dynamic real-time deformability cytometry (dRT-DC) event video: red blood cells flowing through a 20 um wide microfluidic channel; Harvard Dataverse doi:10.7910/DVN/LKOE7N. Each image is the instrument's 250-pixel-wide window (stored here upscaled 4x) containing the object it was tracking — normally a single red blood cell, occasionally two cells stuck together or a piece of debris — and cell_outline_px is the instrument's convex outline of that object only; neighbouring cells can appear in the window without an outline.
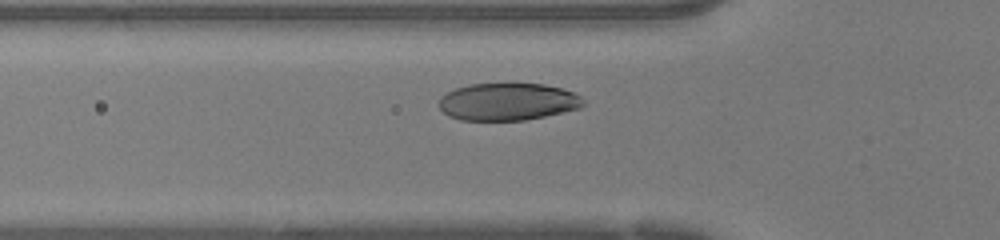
{"species": "human", "species_latin": "Homo sapiens", "temperature_condition": "warm", "stored_images_in_passage": 31, "camera_frame_rate_fps": 3000, "um_per_image_px": 0.085, "donor": {"sex": "female"}, "frame": {"image": 1, "passage_image": 7, "time_ms": 2.0, "image_size_px": [1000, 240], "cell_outline_px": [[584, 104], [580, 108], [544, 116], [524, 120], [460, 120], [448, 116], [440, 108], [440, 96], [456, 88], [472, 84], [544, 84], [560, 88], [572, 92], [580, 96], [584, 100]], "centroid_in_image_um": [43.15, 8.65], "position_along_channel_um": 82.6, "area_um2": 31.15}}
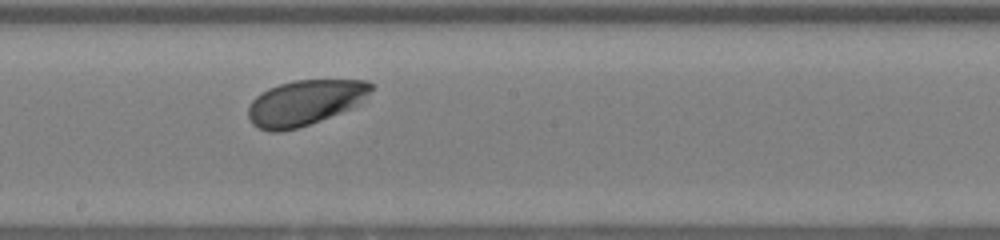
{"frame": {"image": 2, "passage_image": 17, "time_ms": 5.333, "image_size_px": [1000, 240], "cell_outline_px": [[372, 92], [356, 104], [340, 112], [320, 120], [296, 128], [280, 132], [268, 132], [252, 124], [248, 116], [248, 108], [252, 100], [260, 92], [268, 88], [280, 84], [296, 80], [368, 80], [372, 84]], "centroid_in_image_um": [25.88, 8.72], "position_along_channel_um": 222.3, "area_um2": 32.14}}
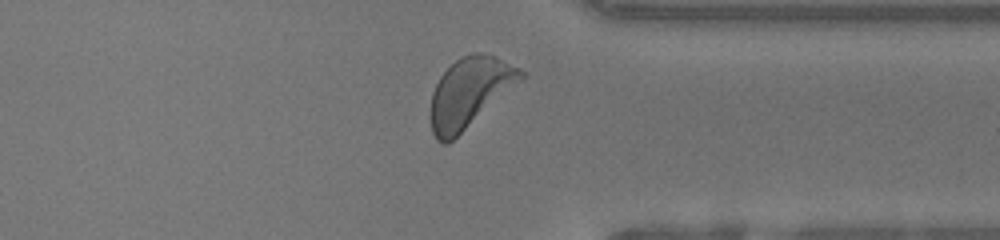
{"frame": {"image": 3, "passage_image": 28, "time_ms": 9.0, "image_size_px": [1000, 240], "cell_outline_px": [[524, 76], [520, 80], [448, 144], [444, 144], [436, 140], [432, 132], [428, 116], [432, 92], [440, 76], [456, 60], [472, 52], [476, 52], [496, 56], [524, 72]], "centroid_in_image_um": [39.82, 7.88], "position_along_channel_um": 371.6, "area_um2": 35.95}, "authors_computed_cell_mechanics": {"area_um2": 33.0038, "velocity_mm_per_s": 4.1745, "shape_relaxation_time_tau1_ms": 1.2522, "shape_relaxation_time_tau2_ms": null, "deformation_change_tau1": 0.0962, "deformation_change_tau2": null}}